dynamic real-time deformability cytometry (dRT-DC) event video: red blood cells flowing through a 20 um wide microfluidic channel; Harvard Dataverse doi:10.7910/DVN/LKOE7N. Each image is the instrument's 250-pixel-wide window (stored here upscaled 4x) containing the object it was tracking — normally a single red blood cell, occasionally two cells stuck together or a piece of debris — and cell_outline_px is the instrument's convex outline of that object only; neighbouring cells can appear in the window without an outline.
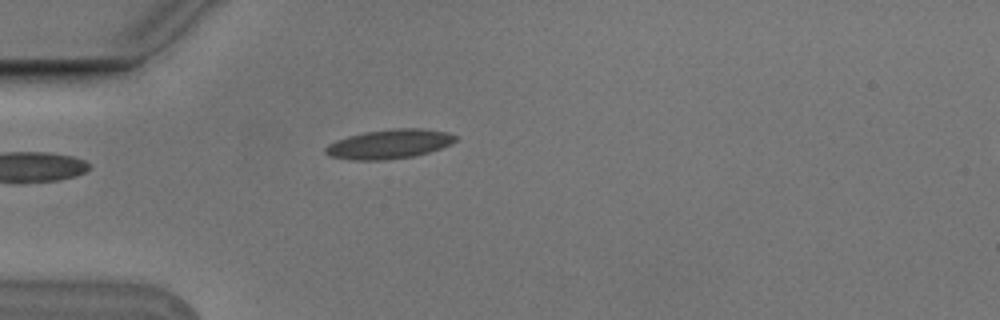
{"species": "Egyptian fruit bat (a non-hibernating species)", "species_latin": "Rousettus aegyptiacus", "temperature_condition": "cold", "stored_images_in_passage": 3, "camera_frame_rate_fps": 3000, "um_per_image_px": 0.085, "animal": {"sex": "male"}, "frame": {"image": 1, "passage_image": 2, "time_ms": 0.333, "image_size_px": [1000, 320], "cell_outline_px": [[456, 140], [452, 144], [428, 152], [412, 156], [384, 160], [352, 160], [332, 156], [324, 152], [324, 148], [328, 144], [336, 140], [348, 136], [364, 132], [396, 128], [420, 128], [448, 132], [456, 136]], "centroid_in_image_um": [33.08, 12.24], "position_along_channel_um": 51.9, "area_um2": 22.08}}